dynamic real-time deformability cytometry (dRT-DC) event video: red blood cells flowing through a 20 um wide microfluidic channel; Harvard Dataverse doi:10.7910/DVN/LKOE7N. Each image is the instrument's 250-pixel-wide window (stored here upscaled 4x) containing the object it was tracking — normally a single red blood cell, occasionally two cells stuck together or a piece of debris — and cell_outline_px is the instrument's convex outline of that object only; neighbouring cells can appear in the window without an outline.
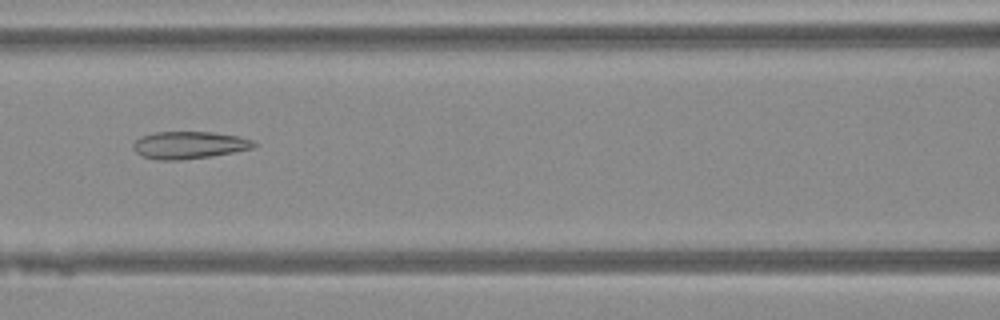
{"species": "Egyptian fruit bat (a non-hibernating species)", "species_latin": "Rousettus aegyptiacus", "temperature_condition": "warm", "stored_images_in_passage": 29, "camera_frame_rate_fps": 3000, "um_per_image_px": 0.085, "animal": {"sex": "female"}, "frame": {"image": 1, "passage_image": 10, "time_ms": 3.0, "image_size_px": [1000, 320], "cell_outline_px": [[256, 144], [252, 148], [232, 152], [208, 156], [176, 160], [164, 160], [144, 156], [136, 152], [132, 148], [132, 144], [140, 136], [156, 132], [212, 132], [240, 136], [252, 140]], "centroid_in_image_um": [16.05, 12.31], "position_along_channel_um": 150.5, "area_um2": 18.9}}
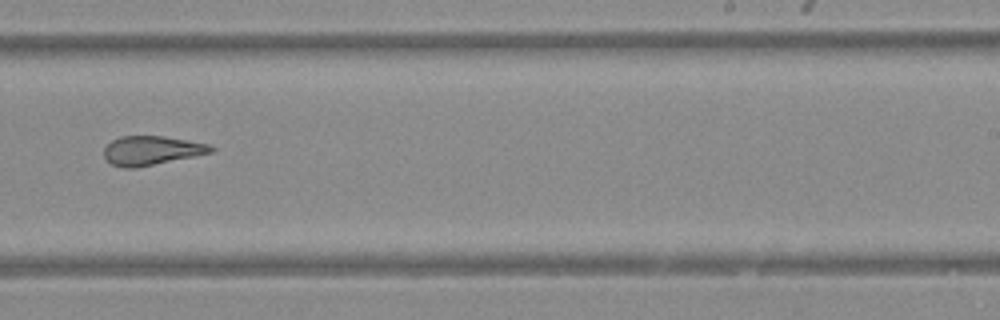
{"frame": {"image": 2, "passage_image": 19, "time_ms": 6.0, "image_size_px": [1000, 320], "cell_outline_px": [[216, 148], [212, 152], [136, 168], [124, 168], [112, 164], [104, 156], [104, 148], [112, 140], [120, 136], [164, 136], [188, 140], [208, 144]], "centroid_in_image_um": [12.87, 12.78], "position_along_channel_um": 276.1, "area_um2": 17.98}}
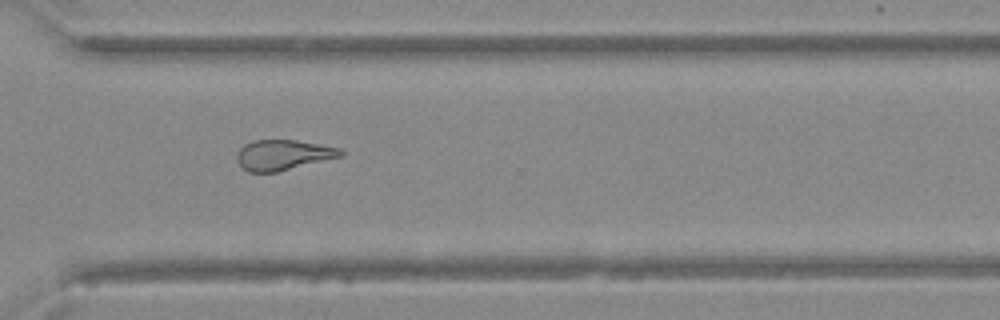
{"frame": {"image": 3, "passage_image": 24, "time_ms": 7.667, "image_size_px": [1000, 320], "cell_outline_px": [[344, 156], [276, 172], [248, 172], [236, 160], [236, 156], [240, 148], [244, 144], [252, 140], [296, 140], [340, 148], [344, 152]], "centroid_in_image_um": [24.07, 13.16], "position_along_channel_um": 346.5, "area_um2": 18.32}}